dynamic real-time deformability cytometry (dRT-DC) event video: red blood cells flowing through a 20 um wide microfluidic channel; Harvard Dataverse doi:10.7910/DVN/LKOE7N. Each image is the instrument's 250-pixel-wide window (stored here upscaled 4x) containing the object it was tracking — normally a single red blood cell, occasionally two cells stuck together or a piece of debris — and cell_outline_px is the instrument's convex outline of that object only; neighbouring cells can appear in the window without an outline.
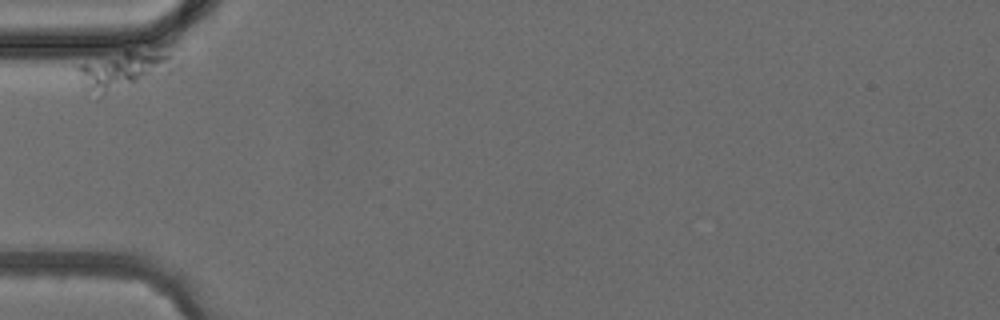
{"species": "common noctule bat (a hibernating species)", "species_latin": "Nyctalus noctula", "temperature_condition": "cold", "stored_images_in_passage": 3, "camera_frame_rate_fps": 3000, "um_per_image_px": 0.085, "animal": {"sex": "female", "body_mass_g": 24.6, "forearm_length_mm": 56.2}, "frame": {"image": 1, "passage_image": 1, "time_ms": 0.0, "image_size_px": [1000, 320], "cell_outline_px": [[184, 60], [176, 68], [168, 72], [96, 100], [88, 88], [76, 68], [80, 64], [124, 52], [168, 44], [176, 44]], "centroid_in_image_um": [10.92, 5.85], "position_along_channel_um": 74.1, "area_um2": 23.52}}
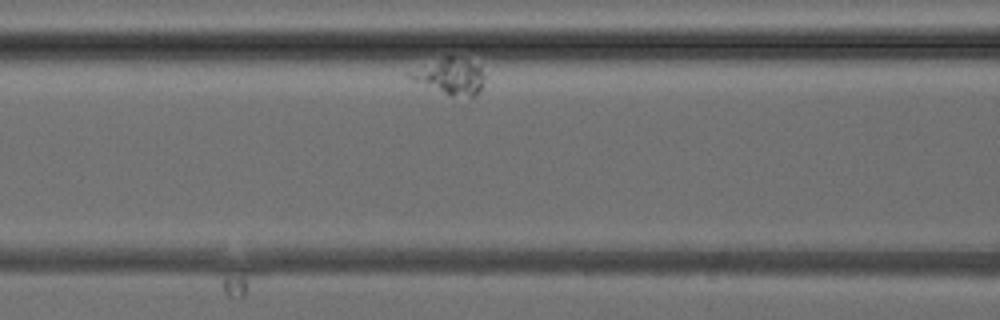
{"frame": {"image": 2, "passage_image": 3, "time_ms": 2.0, "image_size_px": [1000, 320], "cell_outline_px": [[484, 80], [480, 92], [476, 96], [452, 96], [412, 80], [408, 76], [408, 72], [444, 56], [452, 56], [480, 68], [484, 76]], "centroid_in_image_um": [38.26, 6.52], "position_along_channel_um": 128.3, "area_um2": 15.03}}